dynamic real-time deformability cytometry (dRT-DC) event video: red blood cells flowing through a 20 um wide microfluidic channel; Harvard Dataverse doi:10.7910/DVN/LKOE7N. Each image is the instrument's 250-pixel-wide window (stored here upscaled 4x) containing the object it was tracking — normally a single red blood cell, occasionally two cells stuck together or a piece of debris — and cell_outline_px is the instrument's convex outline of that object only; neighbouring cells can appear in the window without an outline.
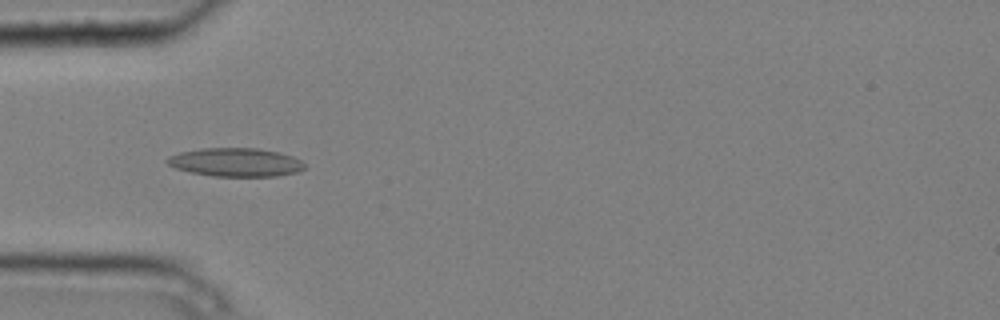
{"species": "common noctule bat (a hibernating species)", "species_latin": "Nyctalus noctula", "temperature_condition": "cold", "stored_images_in_passage": 2, "camera_frame_rate_fps": 3000, "um_per_image_px": 0.085, "animal": {"sex": "male", "body_mass_g": 20.4}, "frame": {"image": 1, "passage_image": 1, "time_ms": 0.0, "image_size_px": [1000, 320], "cell_outline_px": [[304, 168], [296, 172], [276, 176], [212, 176], [192, 172], [176, 168], [168, 164], [164, 160], [168, 156], [180, 152], [204, 148], [256, 148], [276, 152], [292, 156], [300, 160], [304, 164]], "centroid_in_image_um": [20.0, 13.79], "position_along_channel_um": 65.0, "area_um2": 22.6}}
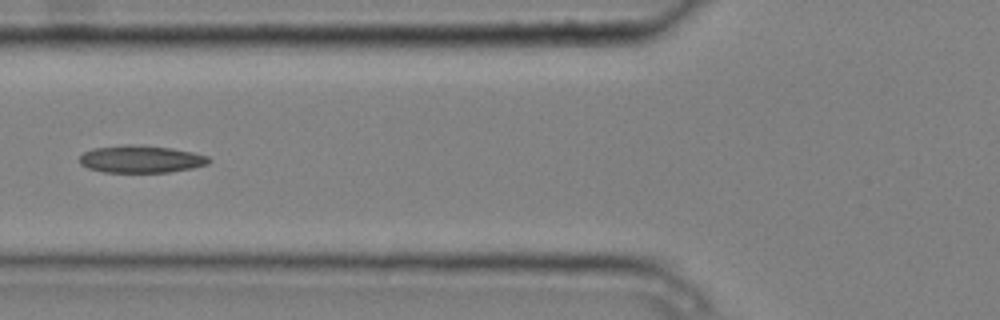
{"frame": {"image": 2, "passage_image": 2, "time_ms": 0.333, "image_size_px": [1000, 320], "cell_outline_px": [[212, 160], [208, 164], [192, 168], [168, 172], [104, 172], [88, 168], [80, 164], [80, 156], [84, 152], [92, 148], [124, 144], [128, 144], [172, 148], [192, 152], [208, 156]], "centroid_in_image_um": [11.98, 13.52], "position_along_channel_um": 113.8, "area_um2": 20.63}}